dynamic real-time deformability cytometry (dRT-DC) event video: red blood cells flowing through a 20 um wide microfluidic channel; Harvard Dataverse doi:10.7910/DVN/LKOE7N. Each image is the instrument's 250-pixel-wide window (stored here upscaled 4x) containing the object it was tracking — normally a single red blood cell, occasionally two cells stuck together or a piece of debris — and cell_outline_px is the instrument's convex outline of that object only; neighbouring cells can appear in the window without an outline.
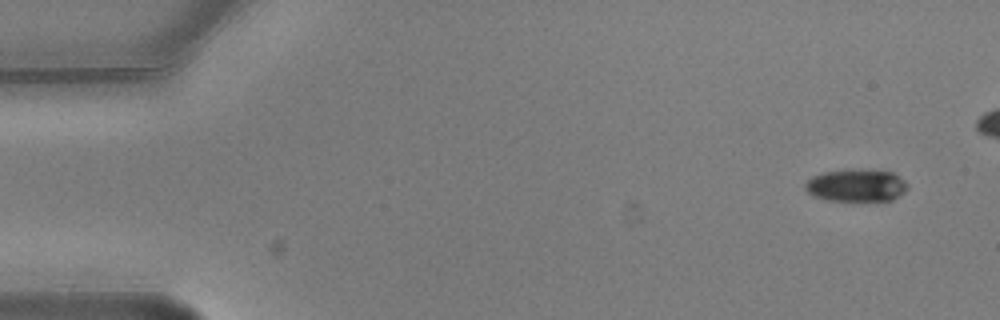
{"species": "common noctule bat (a hibernating species)", "species_latin": "Nyctalus noctula", "temperature_condition": "warm", "stored_images_in_passage": 5, "camera_frame_rate_fps": 3000, "um_per_image_px": 0.085, "animal": {"sex": "male", "body_mass_g": 20.5, "forearm_length_mm": 52.5}, "frame": {"image": 1, "passage_image": 1, "time_ms": 0.0, "image_size_px": [1000, 320], "cell_outline_px": [[908, 188], [904, 192], [892, 200], [824, 200], [812, 196], [804, 188], [804, 184], [812, 176], [824, 172], [860, 168], [864, 168], [892, 172], [904, 180], [908, 184]], "centroid_in_image_um": [72.77, 15.74], "position_along_channel_um": 12.2, "area_um2": 19.54}}
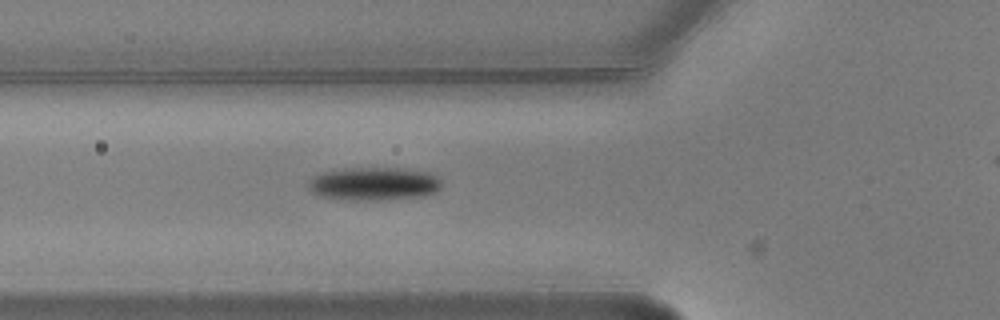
{"frame": {"image": 2, "passage_image": 5, "time_ms": 1.333, "image_size_px": [1000, 320], "cell_outline_px": [[440, 188], [436, 192], [420, 196], [380, 200], [348, 200], [316, 196], [308, 188], [308, 180], [320, 172], [344, 168], [400, 168], [428, 172], [436, 176], [440, 180]], "centroid_in_image_um": [31.71, 15.62], "position_along_channel_um": 94.1, "area_um2": 25.95}}